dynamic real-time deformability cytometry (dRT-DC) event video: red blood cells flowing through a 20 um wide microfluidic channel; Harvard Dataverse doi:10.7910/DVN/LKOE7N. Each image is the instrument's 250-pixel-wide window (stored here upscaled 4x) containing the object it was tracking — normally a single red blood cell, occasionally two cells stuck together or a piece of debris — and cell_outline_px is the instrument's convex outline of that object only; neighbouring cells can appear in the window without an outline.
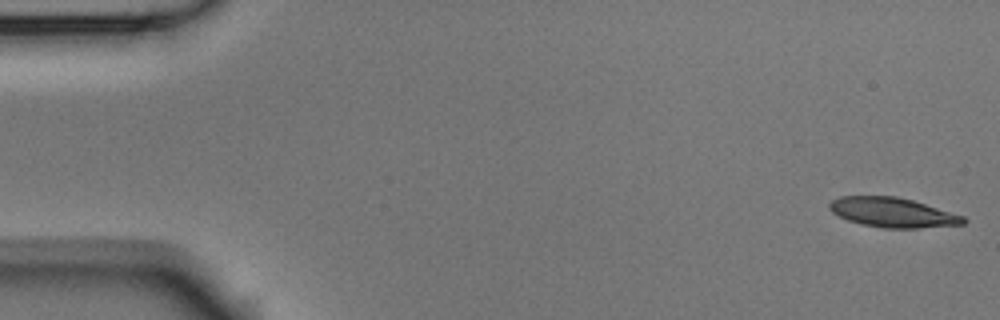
{"species": "Egyptian fruit bat (a non-hibernating species)", "species_latin": "Rousettus aegyptiacus", "temperature_condition": "room temperature", "stored_images_in_passage": 4, "segment_of_instrument_passage": [2, 2], "camera_frame_rate_fps": 3000, "um_per_image_px": 0.085, "animal": {"sex": "male"}, "frame": {"image": 1, "passage_image": 4, "time_ms": 1.0, "image_size_px": [1000, 320], "cell_outline_px": [[968, 220], [964, 224], [920, 228], [884, 228], [860, 224], [848, 220], [832, 212], [828, 208], [828, 204], [832, 200], [840, 196], [896, 196], [912, 200], [964, 216]], "centroid_in_image_um": [75.87, 18.06], "position_along_channel_um": 9.1, "area_um2": 23.12}}